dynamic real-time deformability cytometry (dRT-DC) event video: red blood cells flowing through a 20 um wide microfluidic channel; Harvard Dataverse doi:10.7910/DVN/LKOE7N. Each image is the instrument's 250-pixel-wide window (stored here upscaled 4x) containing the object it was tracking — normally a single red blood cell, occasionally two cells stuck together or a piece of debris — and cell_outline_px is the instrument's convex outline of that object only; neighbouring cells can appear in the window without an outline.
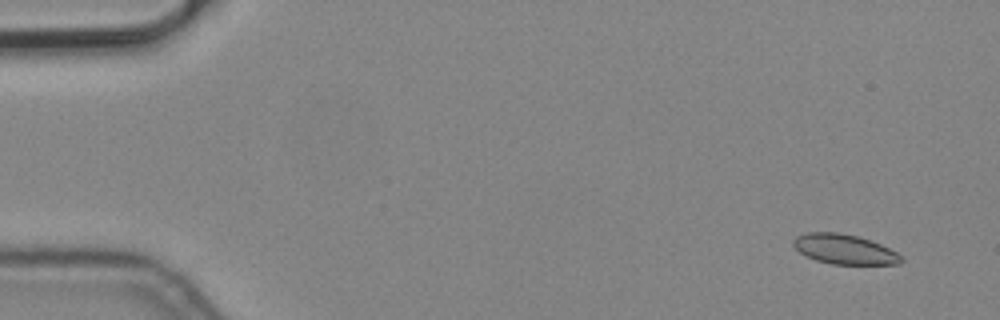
{"species": "common noctule bat (a hibernating species)", "species_latin": "Nyctalus noctula", "temperature_condition": "cold", "stored_images_in_passage": 14, "camera_frame_rate_fps": 3000, "um_per_image_px": 0.085, "animal": {"sex": "male", "body_mass_g": 19.2, "forearm_length_mm": 51.8}, "frame": {"image": 1, "passage_image": 1, "time_ms": 0.0, "image_size_px": [1000, 320], "cell_outline_px": [[904, 260], [900, 264], [832, 264], [816, 260], [800, 252], [792, 244], [792, 240], [796, 236], [808, 232], [840, 232], [872, 240], [896, 252]], "centroid_in_image_um": [71.77, 21.18], "position_along_channel_um": 13.2, "area_um2": 18.67}}
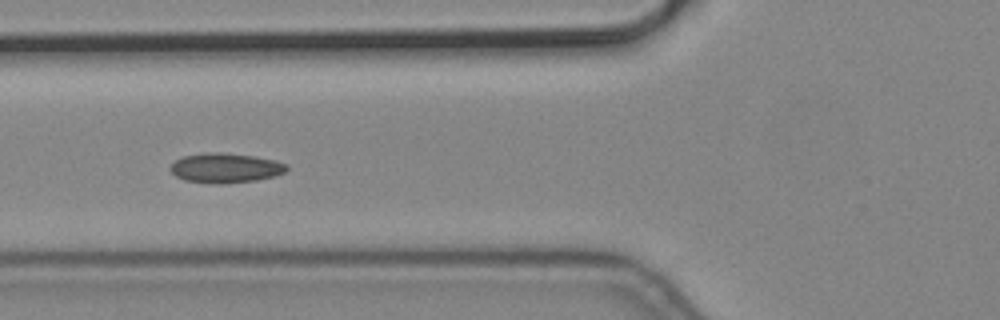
{"frame": {"image": 2, "passage_image": 5, "time_ms": 1.333, "image_size_px": [1000, 320], "cell_outline_px": [[288, 168], [284, 172], [276, 176], [256, 180], [220, 184], [212, 184], [184, 180], [176, 176], [172, 172], [172, 164], [176, 160], [184, 156], [208, 152], [224, 152], [252, 156], [276, 160], [288, 164]], "centroid_in_image_um": [19.2, 14.28], "position_along_channel_um": 106.6, "area_um2": 20.11}}
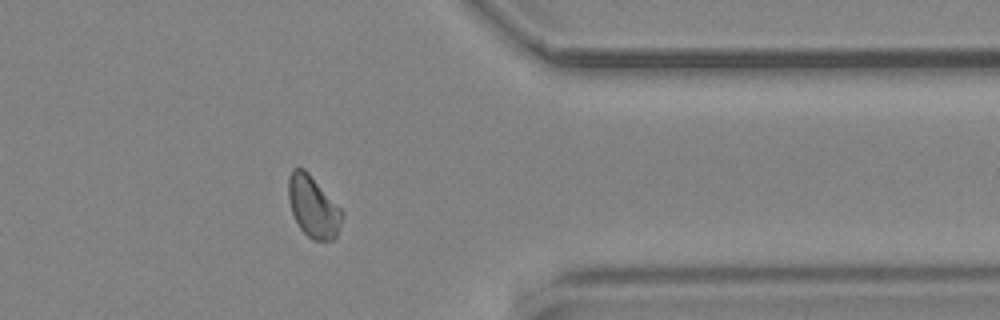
{"frame": {"image": 3, "passage_image": 12, "time_ms": 3.667, "image_size_px": [1000, 320], "cell_outline_px": [[344, 212], [336, 236], [332, 240], [312, 240], [300, 228], [292, 212], [288, 200], [288, 176], [292, 168], [304, 168], [308, 172]], "centroid_in_image_um": [26.6, 17.55], "position_along_channel_um": 384.8, "area_um2": 19.07}}